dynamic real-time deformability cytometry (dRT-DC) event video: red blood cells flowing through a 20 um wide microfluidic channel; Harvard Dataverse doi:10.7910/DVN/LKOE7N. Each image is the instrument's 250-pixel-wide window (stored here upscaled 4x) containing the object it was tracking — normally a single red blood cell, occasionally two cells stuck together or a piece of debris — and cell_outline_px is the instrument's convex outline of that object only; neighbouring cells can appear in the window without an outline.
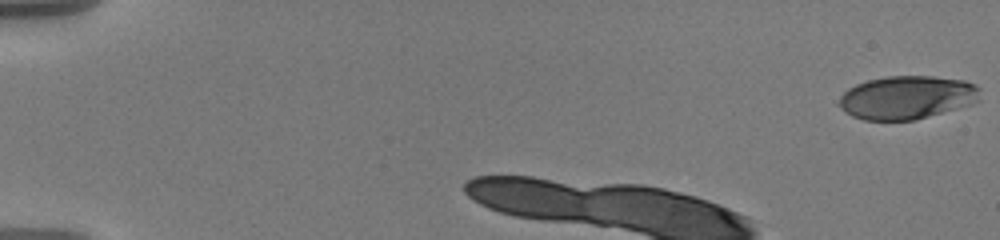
{"species": "human", "species_latin": "Homo sapiens", "temperature_condition": "warm", "stored_images_in_passage": 8, "camera_frame_rate_fps": 3000, "um_per_image_px": 0.085, "donor": {"sex": "male"}, "frame": {"image": 1, "passage_image": 1, "time_ms": 0.0, "image_size_px": [1000, 240], "cell_outline_px": [[980, 100], [972, 104], [916, 120], [864, 120], [852, 116], [840, 108], [836, 104], [840, 96], [848, 88], [856, 84], [868, 80], [888, 76], [932, 76], [964, 80], [976, 84], [980, 88]], "centroid_in_image_um": [77.1, 8.28], "position_along_channel_um": 7.9, "area_um2": 35.95}}